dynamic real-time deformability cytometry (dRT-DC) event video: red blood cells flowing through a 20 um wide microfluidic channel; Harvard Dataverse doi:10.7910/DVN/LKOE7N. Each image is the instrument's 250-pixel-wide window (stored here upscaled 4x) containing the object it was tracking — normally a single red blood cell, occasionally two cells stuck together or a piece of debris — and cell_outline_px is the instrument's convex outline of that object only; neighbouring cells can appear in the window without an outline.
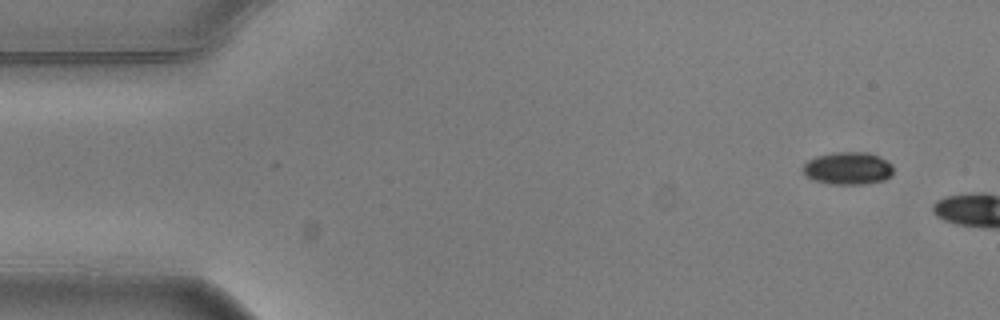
{"species": "common noctule bat (a hibernating species)", "species_latin": "Nyctalus noctula", "temperature_condition": "warm", "stored_images_in_passage": 2, "camera_frame_rate_fps": 3000, "um_per_image_px": 0.085, "animal": {"sex": "male", "body_mass_g": 20.5, "forearm_length_mm": 52.5}, "frame": {"image": 1, "passage_image": 1, "time_ms": 0.0, "image_size_px": [1000, 320], "cell_outline_px": [[892, 176], [884, 180], [864, 184], [832, 184], [812, 180], [804, 176], [804, 164], [808, 160], [816, 156], [832, 152], [868, 152], [888, 160], [892, 164]], "centroid_in_image_um": [72.08, 14.3], "position_along_channel_um": 12.9, "area_um2": 17.34}}